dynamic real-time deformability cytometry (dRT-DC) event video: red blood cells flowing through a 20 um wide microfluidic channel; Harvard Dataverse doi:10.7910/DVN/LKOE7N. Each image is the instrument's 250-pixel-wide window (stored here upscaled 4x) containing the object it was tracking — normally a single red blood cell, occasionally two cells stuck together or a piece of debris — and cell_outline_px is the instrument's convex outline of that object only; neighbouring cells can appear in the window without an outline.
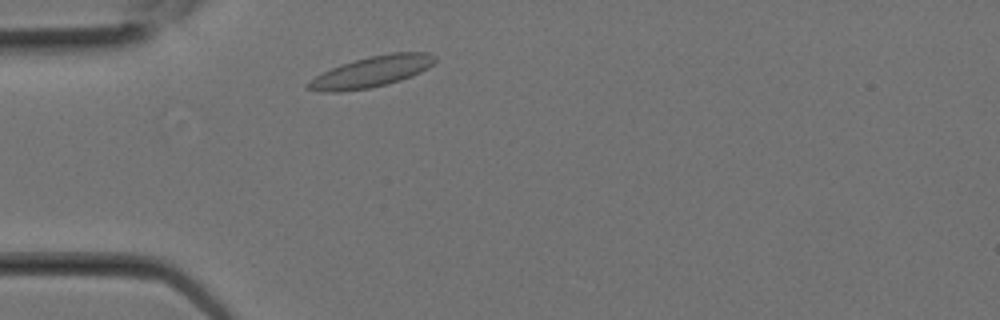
{"species": "Egyptian fruit bat (a non-hibernating species)", "species_latin": "Rousettus aegyptiacus", "temperature_condition": "room temperature", "stored_images_in_passage": 1, "camera_frame_rate_fps": 3000, "um_per_image_px": 0.085, "animal": {"sex": "female"}, "frame": {"image": 1, "passage_image": 1, "time_ms": 0.0, "image_size_px": [1000, 320], "cell_outline_px": [[436, 60], [428, 68], [420, 72], [400, 80], [368, 88], [340, 92], [320, 92], [304, 88], [304, 84], [316, 76], [340, 64], [372, 56], [392, 52], [428, 52], [436, 56]], "centroid_in_image_um": [31.55, 6.1], "position_along_channel_um": 53.5, "area_um2": 22.66}}